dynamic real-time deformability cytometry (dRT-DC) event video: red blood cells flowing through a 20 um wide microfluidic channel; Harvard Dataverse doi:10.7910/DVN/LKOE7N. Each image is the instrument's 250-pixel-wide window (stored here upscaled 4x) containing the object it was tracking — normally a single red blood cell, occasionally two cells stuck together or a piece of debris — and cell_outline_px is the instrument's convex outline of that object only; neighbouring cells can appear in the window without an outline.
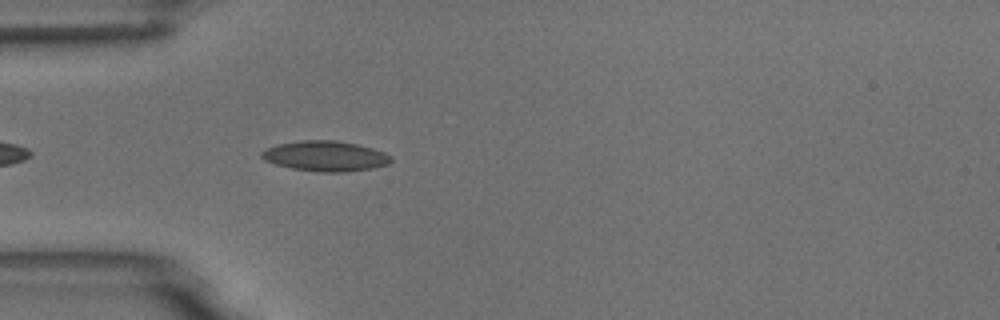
{"species": "common noctule bat (a hibernating species)", "species_latin": "Nyctalus noctula", "temperature_condition": "room temperature", "stored_images_in_passage": 25, "camera_frame_rate_fps": 3000, "um_per_image_px": 0.085, "animal": {"sex": "male", "body_mass_g": 18.8}, "frame": {"image": 1, "passage_image": 4, "time_ms": 1.0, "image_size_px": [1000, 320], "cell_outline_px": [[392, 160], [388, 164], [372, 168], [344, 172], [320, 172], [292, 168], [276, 164], [264, 160], [260, 156], [260, 152], [268, 148], [280, 144], [304, 140], [332, 140], [356, 144], [372, 148], [384, 152], [392, 156]], "centroid_in_image_um": [27.67, 13.27], "position_along_channel_um": 57.3, "area_um2": 22.6}}